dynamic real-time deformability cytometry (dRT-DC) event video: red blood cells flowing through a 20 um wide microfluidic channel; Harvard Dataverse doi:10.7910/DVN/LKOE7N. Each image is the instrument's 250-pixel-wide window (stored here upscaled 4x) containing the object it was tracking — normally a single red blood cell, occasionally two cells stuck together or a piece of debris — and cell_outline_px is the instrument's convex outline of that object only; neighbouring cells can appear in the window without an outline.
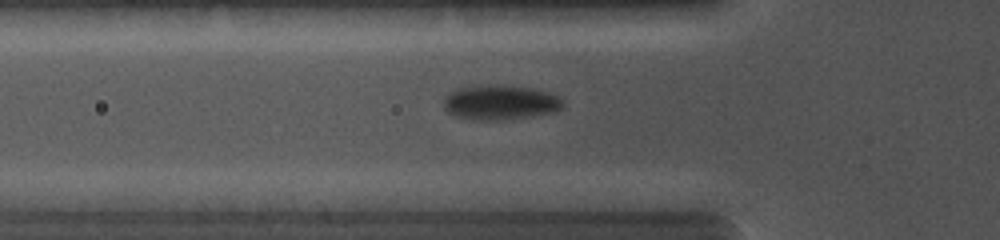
{"species": "common noctule bat (a hibernating species)", "species_latin": "Nyctalus noctula", "temperature_condition": "cold", "stored_images_in_passage": 57, "camera_frame_rate_fps": 5000, "um_per_image_px": 0.085, "animal": {"sex": "female", "body_mass_g": 19.0, "forearm_length_mm": 56.7}, "frame": {"image": 1, "passage_image": 2, "time_ms": 0.2, "image_size_px": [1000, 240], "cell_outline_px": [[564, 104], [556, 112], [532, 116], [496, 120], [472, 120], [456, 116], [448, 112], [444, 108], [444, 100], [452, 92], [464, 88], [496, 84], [532, 88], [548, 92], [556, 96]], "centroid_in_image_um": [42.54, 8.72], "position_along_channel_um": 83.3, "area_um2": 23.7}}
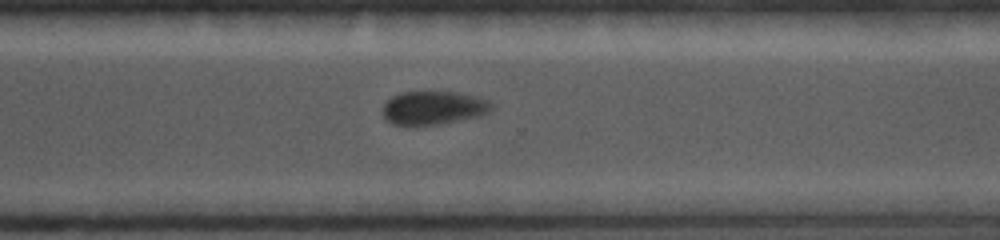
{"frame": {"image": 2, "passage_image": 36, "time_ms": 5.8, "image_size_px": [1000, 240], "cell_outline_px": [[492, 108], [488, 112], [480, 116], [416, 128], [392, 124], [380, 112], [384, 104], [392, 96], [400, 92], [456, 92], [480, 96], [488, 100], [492, 104]], "centroid_in_image_um": [36.8, 9.19], "position_along_channel_um": 333.8, "area_um2": 21.79}}
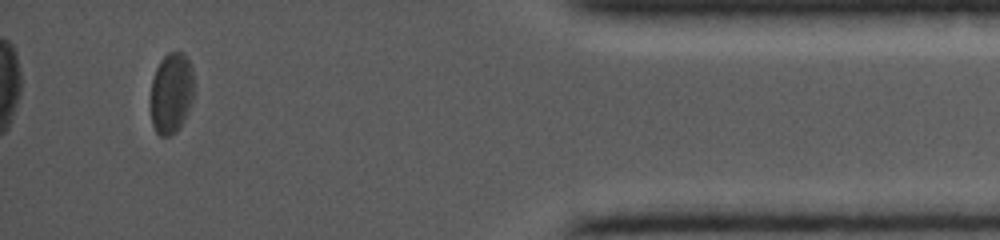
{"frame": {"image": 3, "passage_image": 54, "time_ms": 8.6, "image_size_px": [1000, 240], "cell_outline_px": [[192, 100], [188, 112], [184, 120], [176, 132], [168, 136], [160, 136], [156, 132], [152, 124], [152, 80], [156, 68], [160, 60], [168, 52], [184, 52], [192, 68]], "centroid_in_image_um": [14.56, 7.9], "position_along_channel_um": 420.6, "area_um2": 20.17}}